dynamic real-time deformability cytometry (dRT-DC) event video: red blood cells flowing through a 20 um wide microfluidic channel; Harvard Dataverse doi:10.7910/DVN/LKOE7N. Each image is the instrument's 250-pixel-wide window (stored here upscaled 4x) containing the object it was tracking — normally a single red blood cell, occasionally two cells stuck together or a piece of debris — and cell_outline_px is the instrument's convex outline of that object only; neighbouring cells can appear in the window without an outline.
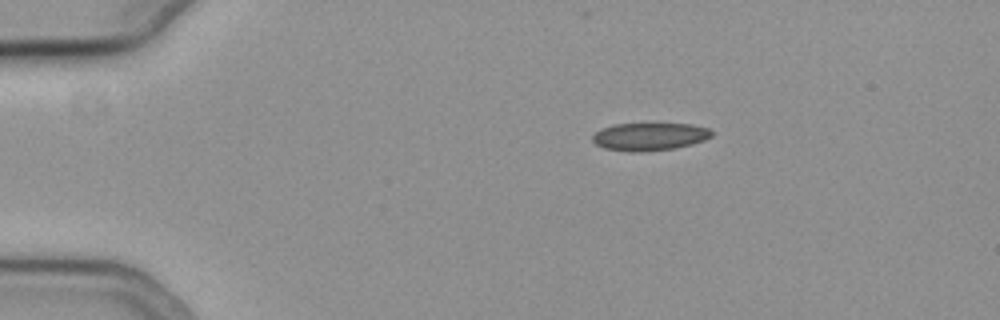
{"species": "common noctule bat (a hibernating species)", "species_latin": "Nyctalus noctula", "temperature_condition": "cold", "stored_images_in_passage": 46, "camera_frame_rate_fps": 3000, "um_per_image_px": 0.085, "animal": {"sex": "female", "body_mass_g": 19.3, "forearm_length_mm": 54.1}, "frame": {"image": 1, "passage_image": 1, "time_ms": 0.0, "image_size_px": [1000, 320], "cell_outline_px": [[712, 136], [704, 140], [692, 144], [676, 148], [640, 152], [632, 152], [604, 148], [596, 144], [592, 140], [592, 136], [600, 128], [612, 124], [692, 124], [708, 128], [712, 132]], "centroid_in_image_um": [55.19, 11.61], "position_along_channel_um": 29.8, "area_um2": 19.31}}
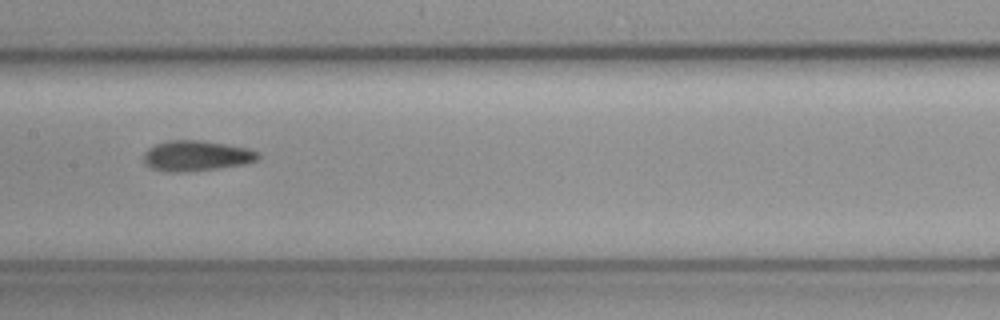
{"frame": {"image": 2, "passage_image": 19, "time_ms": 6.0, "image_size_px": [1000, 320], "cell_outline_px": [[260, 156], [256, 160], [244, 164], [188, 172], [164, 172], [152, 168], [144, 164], [144, 152], [148, 148], [156, 144], [168, 140], [196, 140], [224, 144], [248, 148], [256, 152]], "centroid_in_image_um": [16.63, 13.25], "position_along_channel_um": 190.8, "area_um2": 20.17}}
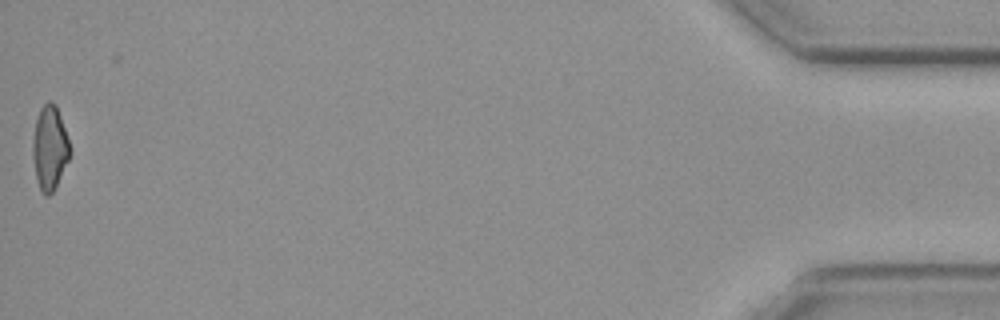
{"frame": {"image": 3, "passage_image": 46, "time_ms": 15.0, "image_size_px": [1000, 320], "cell_outline_px": [[72, 152], [52, 192], [48, 196], [44, 196], [40, 188], [36, 176], [32, 156], [32, 144], [36, 120], [40, 108], [48, 100], [52, 100], [56, 104], [72, 148]], "centroid_in_image_um": [4.24, 12.52], "position_along_channel_um": 431.0, "area_um2": 18.21}, "authors_computed_cell_mechanics": {"area_um2": 19.6231, "velocity_mm_per_s": 3.7692, "shape_relaxation_time_tau1_ms": null, "shape_relaxation_time_tau2_ms": 2.6748, "deformation_change_tau1": null, "deformation_change_tau2": 0.1049}}